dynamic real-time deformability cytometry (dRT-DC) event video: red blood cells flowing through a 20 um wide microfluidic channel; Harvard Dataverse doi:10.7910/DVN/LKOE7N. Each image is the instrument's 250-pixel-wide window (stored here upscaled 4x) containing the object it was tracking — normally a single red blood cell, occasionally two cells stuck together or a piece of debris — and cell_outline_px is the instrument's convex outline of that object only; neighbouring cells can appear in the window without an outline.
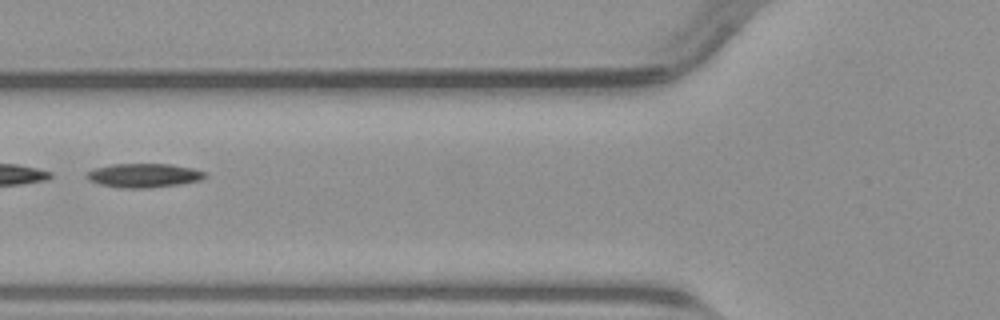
{"species": "common noctule bat (a hibernating species)", "species_latin": "Nyctalus noctula", "temperature_condition": "warm", "stored_images_in_passage": 40, "segment_of_instrument_passage": [2, 2], "camera_frame_rate_fps": 3000, "um_per_image_px": 0.085, "animal": {"sex": "male", "body_mass_g": 23.1, "forearm_length_mm": 52.7}, "frame": {"image": 1, "passage_image": 10, "time_ms": 3.0, "image_size_px": [1000, 320], "cell_outline_px": [[208, 176], [200, 180], [180, 184], [148, 188], [120, 188], [100, 184], [88, 180], [84, 176], [88, 172], [96, 168], [112, 164], [172, 164], [192, 168], [204, 172]], "centroid_in_image_um": [12.22, 14.91], "position_along_channel_um": 113.6, "area_um2": 16.53}}
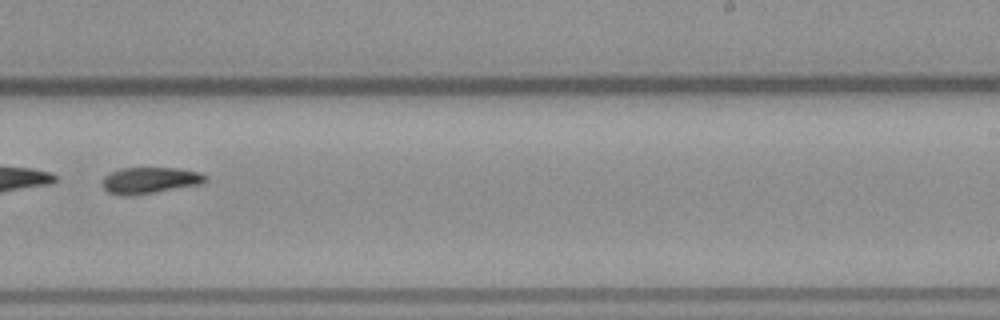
{"frame": {"image": 2, "passage_image": 22, "time_ms": 7.0, "image_size_px": [1000, 320], "cell_outline_px": [[208, 180], [200, 184], [156, 192], [132, 196], [120, 196], [108, 192], [104, 188], [104, 176], [120, 168], [176, 168], [200, 172], [208, 176]], "centroid_in_image_um": [12.76, 15.33], "position_along_channel_um": 276.2, "area_um2": 15.84}}
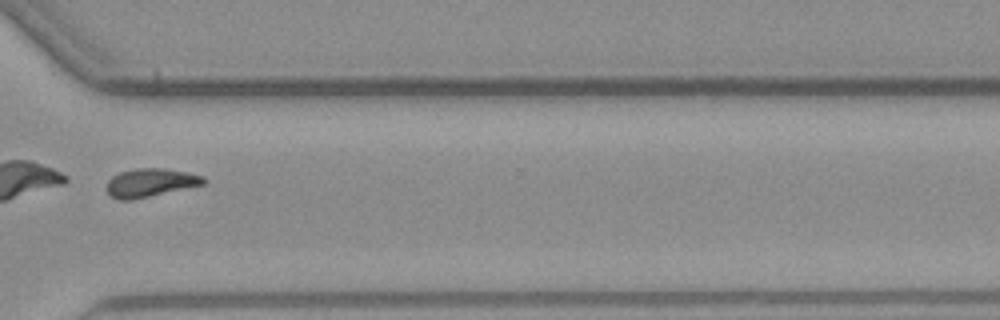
{"frame": {"image": 3, "passage_image": 28, "time_ms": 9.0, "image_size_px": [1000, 320], "cell_outline_px": [[208, 180], [204, 184], [132, 200], [120, 200], [112, 196], [104, 188], [108, 180], [112, 176], [120, 172], [136, 168], [164, 168], [188, 172], [204, 176]], "centroid_in_image_um": [12.77, 15.52], "position_along_channel_um": 357.8, "area_um2": 16.13}}